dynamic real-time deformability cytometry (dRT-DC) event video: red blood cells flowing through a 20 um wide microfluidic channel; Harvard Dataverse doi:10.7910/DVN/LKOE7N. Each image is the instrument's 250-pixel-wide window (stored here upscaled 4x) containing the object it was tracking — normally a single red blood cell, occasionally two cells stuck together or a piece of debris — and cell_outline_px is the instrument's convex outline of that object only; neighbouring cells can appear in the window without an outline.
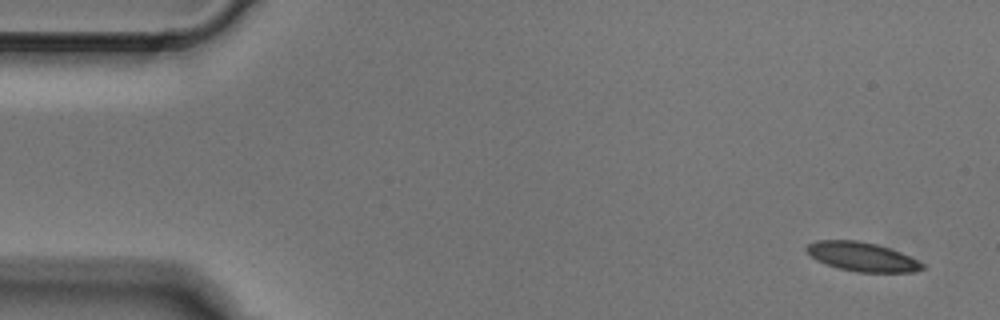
{"species": "Egyptian fruit bat (a non-hibernating species)", "species_latin": "Rousettus aegyptiacus", "temperature_condition": "cold", "stored_images_in_passage": 4, "camera_frame_rate_fps": 3000, "um_per_image_px": 0.085, "animal": {"sex": "male"}, "frame": {"image": 1, "passage_image": 1, "time_ms": 0.0, "image_size_px": [1000, 320], "cell_outline_px": [[924, 268], [912, 272], [856, 272], [840, 268], [816, 260], [804, 248], [808, 244], [816, 240], [856, 240], [876, 244], [900, 252], [924, 264]], "centroid_in_image_um": [73.25, 21.82], "position_along_channel_um": 11.7, "area_um2": 19.31}}
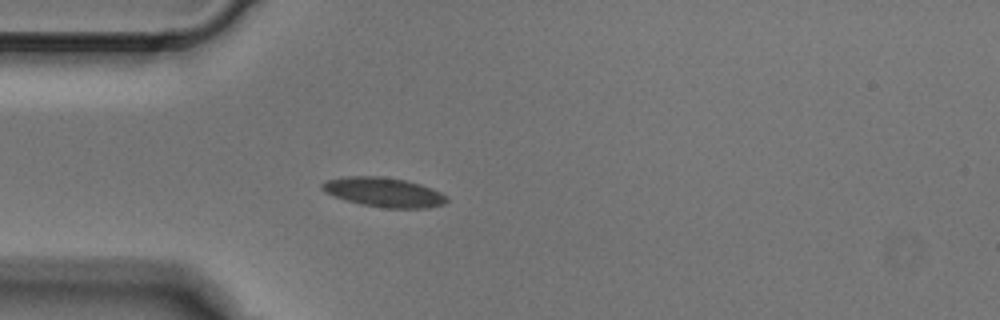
{"frame": {"image": 2, "passage_image": 4, "time_ms": 1.0, "image_size_px": [1000, 320], "cell_outline_px": [[448, 200], [444, 204], [428, 208], [384, 208], [360, 204], [324, 192], [320, 188], [320, 184], [328, 180], [348, 176], [380, 176], [404, 180], [420, 184], [432, 188], [448, 196]], "centroid_in_image_um": [32.65, 16.34], "position_along_channel_um": 52.4, "area_um2": 21.33}}